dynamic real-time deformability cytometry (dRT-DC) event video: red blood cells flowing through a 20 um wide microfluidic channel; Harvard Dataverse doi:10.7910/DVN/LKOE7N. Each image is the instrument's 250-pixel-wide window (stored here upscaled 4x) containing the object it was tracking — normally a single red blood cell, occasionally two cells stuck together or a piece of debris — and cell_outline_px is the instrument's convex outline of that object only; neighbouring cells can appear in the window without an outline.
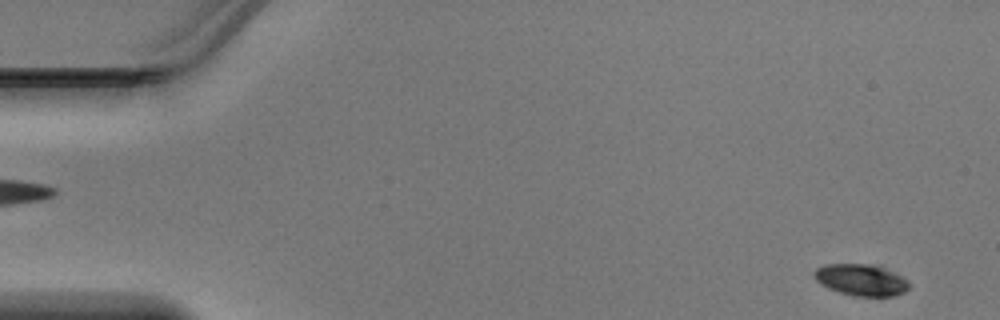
{"species": "Egyptian fruit bat (a non-hibernating species)", "species_latin": "Rousettus aegyptiacus", "temperature_condition": "warm", "stored_images_in_passage": 48, "segment_of_instrument_passage": [1, 2], "camera_frame_rate_fps": 3000, "um_per_image_px": 0.085, "animal": {"sex": "male"}, "frame": {"image": 1, "passage_image": 2, "time_ms": 0.333, "image_size_px": [1000, 320], "cell_outline_px": [[908, 288], [904, 292], [892, 296], [856, 296], [840, 292], [828, 288], [820, 284], [812, 276], [812, 272], [816, 268], [824, 264], [868, 264], [892, 272], [908, 280]], "centroid_in_image_um": [73.12, 23.79], "position_along_channel_um": 11.9, "area_um2": 17.22}}
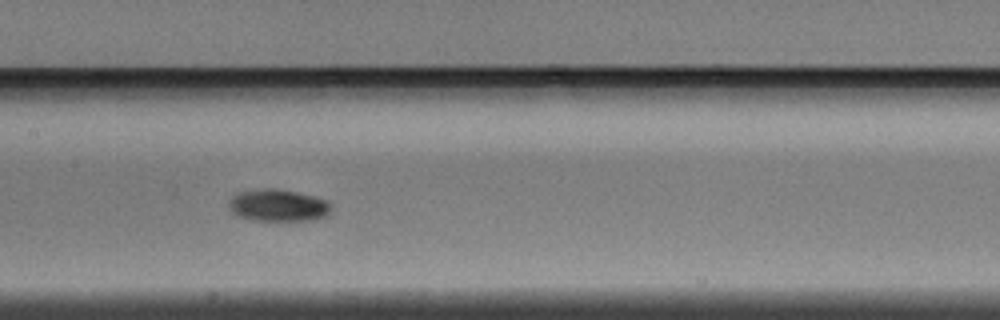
{"frame": {"image": 2, "passage_image": 23, "time_ms": 7.333, "image_size_px": [1000, 320], "cell_outline_px": [[332, 212], [328, 216], [312, 220], [252, 220], [240, 216], [232, 212], [228, 208], [228, 200], [236, 192], [260, 188], [276, 188], [316, 196], [332, 204]], "centroid_in_image_um": [23.64, 17.44], "position_along_channel_um": 183.8, "area_um2": 19.48}}
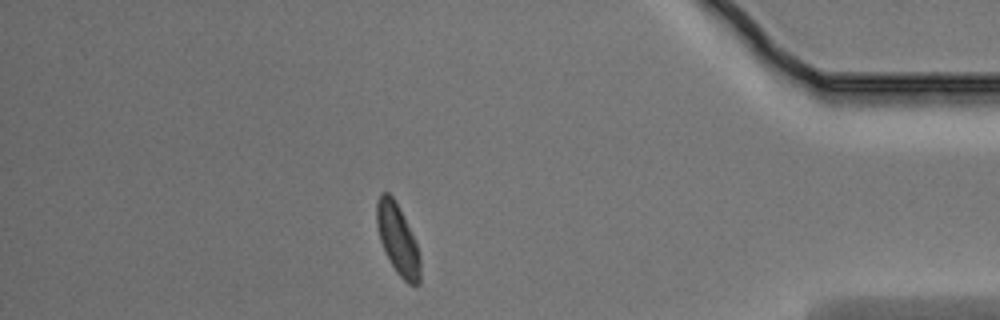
{"frame": {"image": 3, "passage_image": 41, "time_ms": 13.333, "image_size_px": [1000, 320], "cell_outline_px": [[420, 284], [408, 284], [396, 272], [380, 240], [376, 224], [376, 200], [380, 192], [388, 192], [392, 196], [416, 240], [420, 256]], "centroid_in_image_um": [33.8, 20.33], "position_along_channel_um": 401.4, "area_um2": 17.69}}